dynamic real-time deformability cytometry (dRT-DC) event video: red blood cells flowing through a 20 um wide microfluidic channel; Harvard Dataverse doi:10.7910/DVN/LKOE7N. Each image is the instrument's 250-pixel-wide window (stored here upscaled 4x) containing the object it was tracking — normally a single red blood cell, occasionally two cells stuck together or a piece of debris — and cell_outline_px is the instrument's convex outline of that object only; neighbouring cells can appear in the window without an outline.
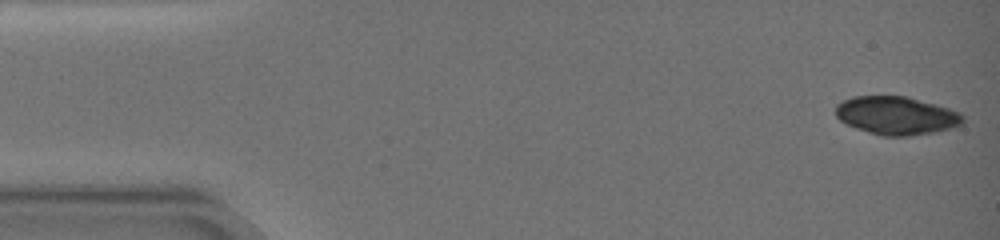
{"species": "common noctule bat (a hibernating species)", "species_latin": "Nyctalus noctula", "temperature_condition": "warm", "stored_images_in_passage": 9, "camera_frame_rate_fps": 3000, "um_per_image_px": 0.085, "animal": {"sex": "female", "body_mass_g": 19.0, "forearm_length_mm": 51.5}, "frame": {"image": 1, "passage_image": 1, "time_ms": 0.0, "image_size_px": [1000, 240], "cell_outline_px": [[964, 120], [960, 124], [948, 128], [932, 132], [908, 136], [880, 136], [856, 128], [840, 120], [836, 116], [836, 104], [852, 96], [908, 96], [936, 104], [960, 112], [964, 116]], "centroid_in_image_um": [76.18, 9.81], "position_along_channel_um": 8.8, "area_um2": 28.21}}
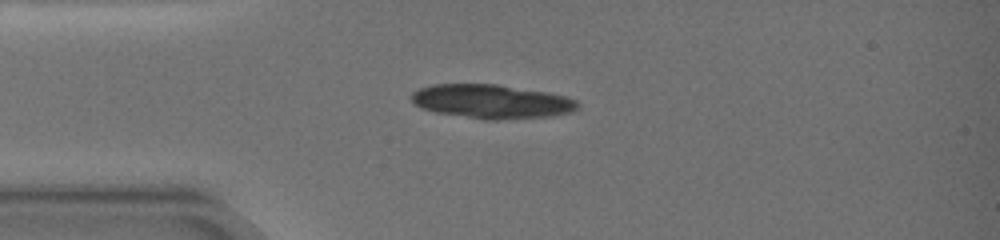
{"frame": {"image": 2, "passage_image": 7, "time_ms": 4.333, "image_size_px": [1000, 240], "cell_outline_px": [[580, 108], [572, 112], [552, 116], [500, 120], [484, 120], [436, 112], [420, 108], [412, 104], [412, 92], [420, 88], [432, 84], [496, 84], [544, 92], [564, 96], [576, 100], [580, 104]], "centroid_in_image_um": [41.77, 8.64], "position_along_channel_um": 43.2, "area_um2": 33.06}}